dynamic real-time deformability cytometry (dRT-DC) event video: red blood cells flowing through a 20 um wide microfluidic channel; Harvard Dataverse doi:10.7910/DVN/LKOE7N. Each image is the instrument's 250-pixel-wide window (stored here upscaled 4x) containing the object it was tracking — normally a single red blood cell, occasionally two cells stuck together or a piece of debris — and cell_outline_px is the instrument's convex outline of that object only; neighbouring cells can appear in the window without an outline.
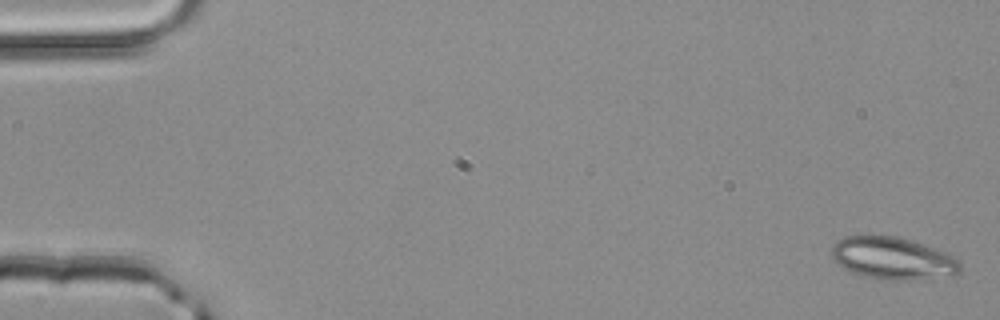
{"species": "common noctule bat (a hibernating species)", "species_latin": "Nyctalus noctula", "temperature_condition": "room temperature", "stored_images_in_passage": 3, "camera_frame_rate_fps": 3000, "um_per_image_px": 0.085, "animal": {"sex": "male", "body_mass_g": 20.4}, "frame": {"image": 1, "passage_image": 1, "time_ms": 0.0, "image_size_px": [1000, 320], "cell_outline_px": [[960, 272], [916, 280], [884, 280], [864, 276], [852, 272], [844, 268], [832, 256], [832, 248], [836, 240], [844, 236], [860, 232], [868, 232], [900, 236], [912, 240], [944, 252], [952, 256], [960, 264]], "centroid_in_image_um": [75.79, 21.89], "position_along_channel_um": 9.2, "area_um2": 32.14}}